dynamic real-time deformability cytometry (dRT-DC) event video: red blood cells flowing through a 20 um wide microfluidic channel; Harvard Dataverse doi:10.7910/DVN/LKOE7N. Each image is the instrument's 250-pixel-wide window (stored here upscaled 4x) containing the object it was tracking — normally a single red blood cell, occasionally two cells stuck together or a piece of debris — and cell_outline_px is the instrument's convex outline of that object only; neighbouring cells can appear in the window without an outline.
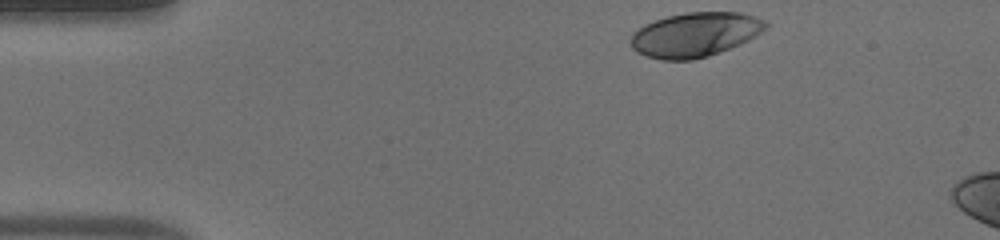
{"species": "human", "species_latin": "Homo sapiens", "temperature_condition": "warm", "stored_images_in_passage": 6, "camera_frame_rate_fps": 3000, "um_per_image_px": 0.085, "donor": {"sex": "male"}, "frame": {"image": 1, "passage_image": 1, "time_ms": 0.0, "image_size_px": [1000, 240], "cell_outline_px": [[768, 28], [748, 40], [740, 44], [708, 56], [692, 60], [660, 60], [636, 52], [632, 48], [632, 32], [644, 24], [668, 16], [688, 12], [740, 12], [764, 20], [768, 24]], "centroid_in_image_um": [59.08, 2.94], "position_along_channel_um": 25.9, "area_um2": 34.8}}